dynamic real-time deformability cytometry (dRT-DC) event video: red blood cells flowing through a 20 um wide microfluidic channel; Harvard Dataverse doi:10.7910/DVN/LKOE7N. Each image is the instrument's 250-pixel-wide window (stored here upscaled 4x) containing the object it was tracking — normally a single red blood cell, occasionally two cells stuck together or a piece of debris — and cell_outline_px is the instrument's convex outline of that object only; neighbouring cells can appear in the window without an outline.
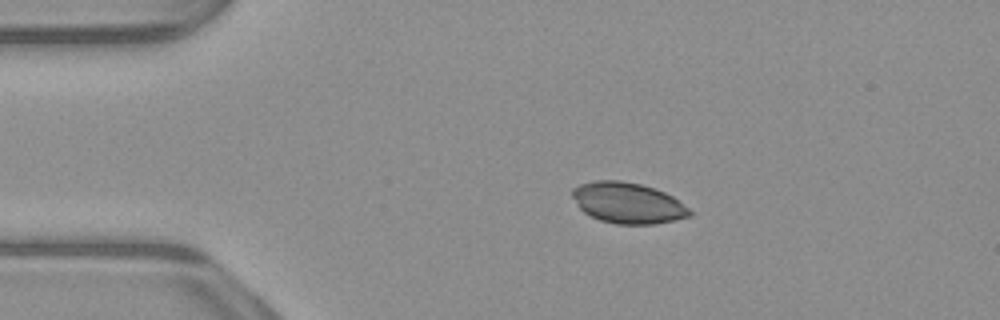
{"species": "common noctule bat (a hibernating species)", "species_latin": "Nyctalus noctula", "temperature_condition": "warm", "stored_images_in_passage": 43, "camera_frame_rate_fps": 3000, "um_per_image_px": 0.085, "animal": {"sex": "male", "body_mass_g": 23.1, "forearm_length_mm": 52.7}, "frame": {"image": 1, "passage_image": 1, "time_ms": 0.0, "image_size_px": [1000, 320], "cell_outline_px": [[692, 216], [656, 224], [616, 224], [600, 220], [584, 212], [580, 208], [572, 196], [572, 188], [580, 184], [596, 180], [620, 180], [640, 184], [664, 192], [672, 196], [688, 208], [692, 212]], "centroid_in_image_um": [53.36, 17.25], "position_along_channel_um": 31.6, "area_um2": 27.8}}
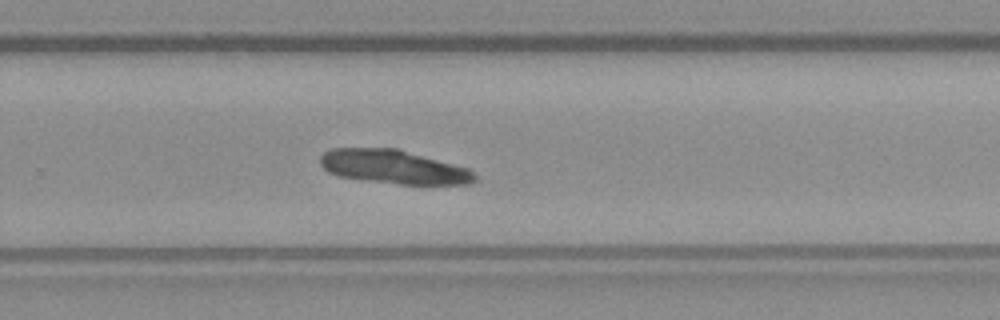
{"frame": {"image": 2, "passage_image": 25, "time_ms": 8.0, "image_size_px": [1000, 320], "cell_outline_px": [[476, 180], [472, 184], [400, 184], [368, 180], [340, 176], [328, 172], [320, 164], [320, 156], [328, 148], [400, 148], [468, 168], [476, 176]], "centroid_in_image_um": [33.46, 14.17], "position_along_channel_um": 296.3, "area_um2": 30.52}}
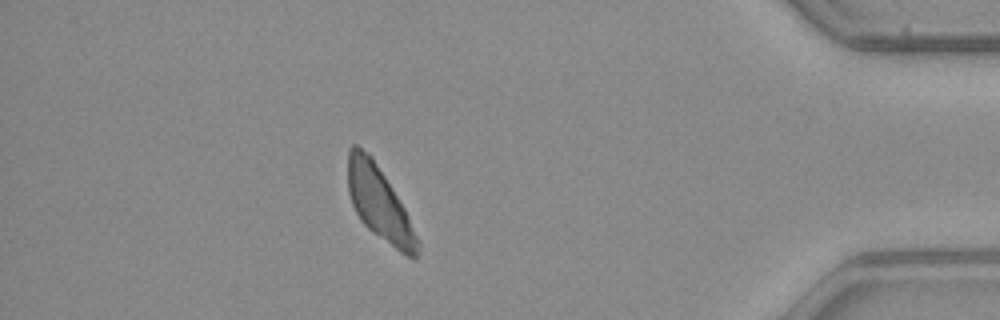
{"frame": {"image": 3, "passage_image": 37, "time_ms": 12.0, "image_size_px": [1000, 320], "cell_outline_px": [[420, 244], [416, 256], [412, 260], [400, 252], [372, 232], [360, 220], [352, 204], [348, 192], [348, 148], [352, 144], [356, 144], [368, 152], [372, 156], [404, 208], [420, 240]], "centroid_in_image_um": [32.24, 17.29], "position_along_channel_um": 403.0, "area_um2": 29.77}}